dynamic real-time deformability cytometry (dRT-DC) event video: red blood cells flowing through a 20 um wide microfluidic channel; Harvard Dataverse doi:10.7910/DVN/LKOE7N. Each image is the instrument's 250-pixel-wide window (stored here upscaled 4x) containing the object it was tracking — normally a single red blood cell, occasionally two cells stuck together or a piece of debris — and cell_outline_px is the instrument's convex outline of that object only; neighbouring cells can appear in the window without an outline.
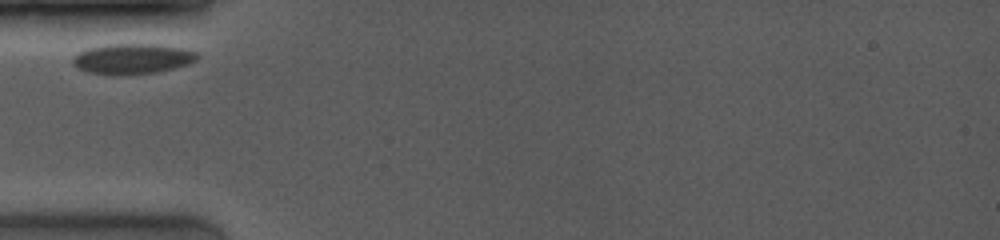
{"species": "common noctule bat (a hibernating species)", "species_latin": "Nyctalus noctula", "temperature_condition": "room temperature", "stored_images_in_passage": 11, "camera_frame_rate_fps": 4000, "um_per_image_px": 0.085, "animal": {"sex": "female", "body_mass_g": 19.0, "forearm_length_mm": 53.3}, "frame": {"image": 1, "passage_image": 1, "time_ms": 0.0, "image_size_px": [1000, 240], "cell_outline_px": [[200, 56], [196, 60], [188, 64], [160, 72], [128, 76], [116, 76], [88, 72], [72, 64], [72, 56], [88, 48], [108, 44], [160, 44], [180, 48], [196, 52]], "centroid_in_image_um": [11.25, 5.02], "position_along_channel_um": 73.7, "area_um2": 22.37}}
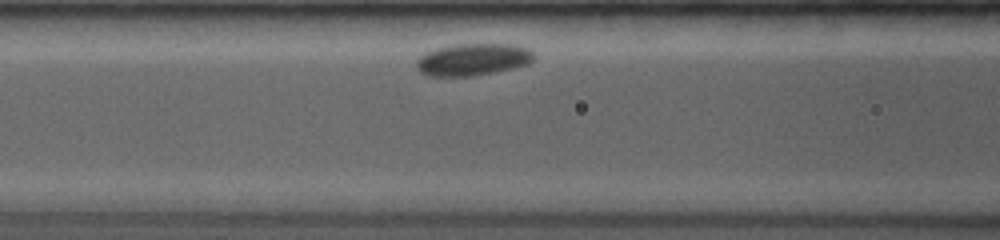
{"frame": {"image": 2, "passage_image": 4, "time_ms": 1.5, "image_size_px": [1000, 240], "cell_outline_px": [[536, 56], [528, 64], [512, 68], [472, 76], [428, 76], [420, 72], [416, 68], [416, 60], [420, 56], [436, 48], [452, 44], [516, 44], [528, 48]], "centroid_in_image_um": [40.19, 5.05], "position_along_channel_um": 126.4, "area_um2": 22.02}}
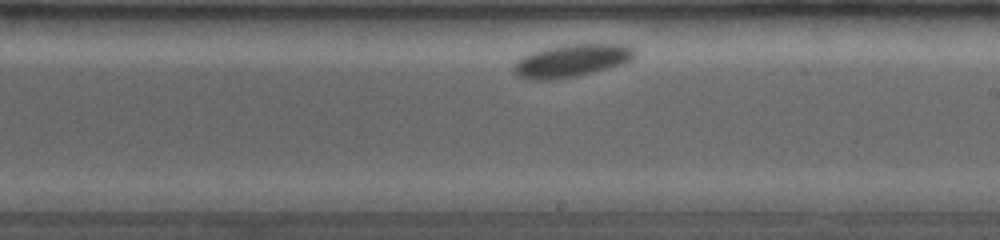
{"frame": {"image": 3, "passage_image": 10, "time_ms": 4.75, "image_size_px": [1000, 240], "cell_outline_px": [[636, 56], [620, 64], [608, 68], [576, 76], [556, 80], [524, 80], [512, 68], [512, 64], [520, 56], [544, 48], [564, 44], [628, 44], [636, 48]], "centroid_in_image_um": [48.55, 5.15], "position_along_channel_um": 240.5, "area_um2": 23.35}}